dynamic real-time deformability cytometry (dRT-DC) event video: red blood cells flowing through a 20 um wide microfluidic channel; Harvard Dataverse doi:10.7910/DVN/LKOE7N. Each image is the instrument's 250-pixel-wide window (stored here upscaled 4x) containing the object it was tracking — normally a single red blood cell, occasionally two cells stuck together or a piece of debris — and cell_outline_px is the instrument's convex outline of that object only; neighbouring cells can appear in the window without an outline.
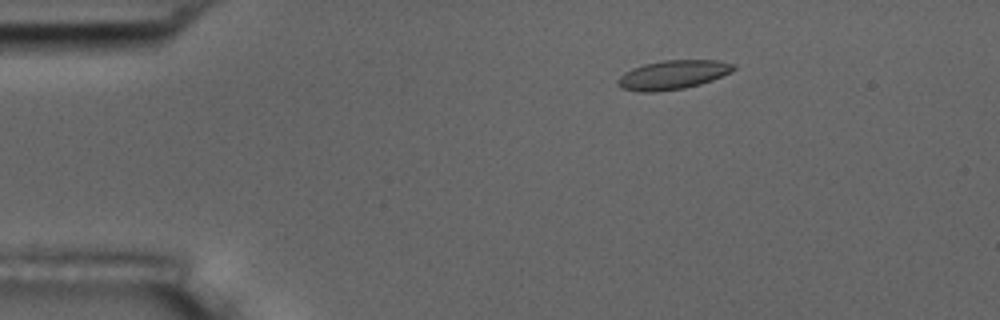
{"species": "common noctule bat (a hibernating species)", "species_latin": "Nyctalus noctula", "temperature_condition": "room temperature", "stored_images_in_passage": 5, "camera_frame_rate_fps": 3000, "um_per_image_px": 0.085, "animal": {"sex": "male", "body_mass_g": 17.5, "forearm_length_mm": 52.3}, "frame": {"image": 1, "passage_image": 3, "time_ms": 2.333, "image_size_px": [1000, 320], "cell_outline_px": [[736, 68], [732, 72], [712, 80], [700, 84], [684, 88], [652, 92], [640, 92], [624, 88], [616, 84], [616, 80], [624, 72], [632, 68], [644, 64], [664, 60], [716, 60], [736, 64]], "centroid_in_image_um": [57.2, 6.35], "position_along_channel_um": 27.8, "area_um2": 19.59}}